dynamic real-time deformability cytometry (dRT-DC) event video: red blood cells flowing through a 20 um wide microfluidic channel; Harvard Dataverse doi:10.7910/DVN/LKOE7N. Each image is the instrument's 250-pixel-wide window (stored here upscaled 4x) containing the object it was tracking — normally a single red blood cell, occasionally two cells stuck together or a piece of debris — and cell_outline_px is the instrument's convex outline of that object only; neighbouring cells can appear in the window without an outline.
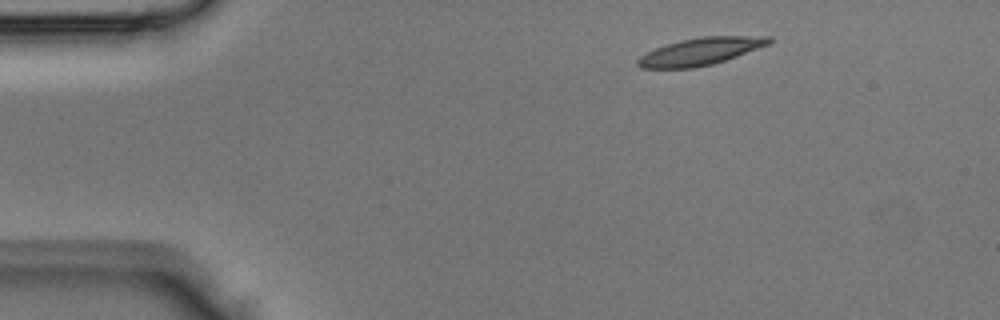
{"species": "Egyptian fruit bat (a non-hibernating species)", "species_latin": "Rousettus aegyptiacus", "temperature_condition": "room temperature", "stored_images_in_passage": 3, "camera_frame_rate_fps": 3000, "um_per_image_px": 0.085, "animal": {"sex": "male"}, "frame": {"image": 1, "passage_image": 1, "time_ms": 0.0, "image_size_px": [1000, 320], "cell_outline_px": [[772, 40], [768, 44], [736, 56], [712, 64], [692, 68], [640, 68], [636, 64], [636, 60], [640, 56], [656, 48], [680, 40], [704, 36], [772, 36]], "centroid_in_image_um": [59.51, 4.37], "position_along_channel_um": 25.5, "area_um2": 20.58}}
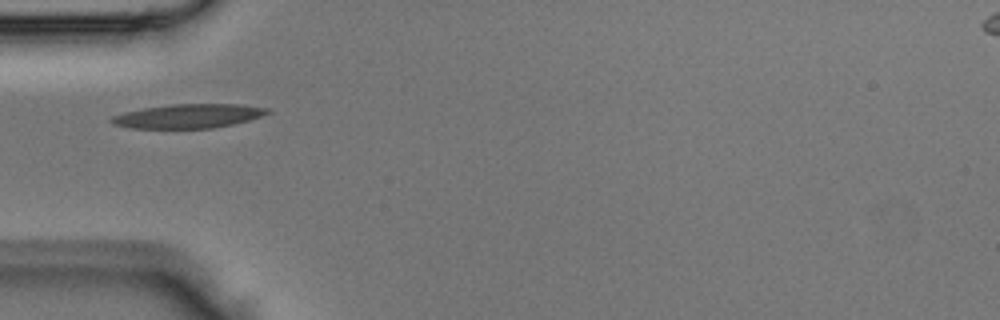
{"frame": {"image": 2, "passage_image": 3, "time_ms": 0.667, "image_size_px": [1000, 320], "cell_outline_px": [[272, 112], [248, 120], [232, 124], [212, 128], [128, 128], [112, 124], [108, 120], [112, 116], [124, 112], [144, 108], [172, 104], [240, 104], [268, 108]], "centroid_in_image_um": [15.97, 9.86], "position_along_channel_um": 69.0, "area_um2": 21.85}}